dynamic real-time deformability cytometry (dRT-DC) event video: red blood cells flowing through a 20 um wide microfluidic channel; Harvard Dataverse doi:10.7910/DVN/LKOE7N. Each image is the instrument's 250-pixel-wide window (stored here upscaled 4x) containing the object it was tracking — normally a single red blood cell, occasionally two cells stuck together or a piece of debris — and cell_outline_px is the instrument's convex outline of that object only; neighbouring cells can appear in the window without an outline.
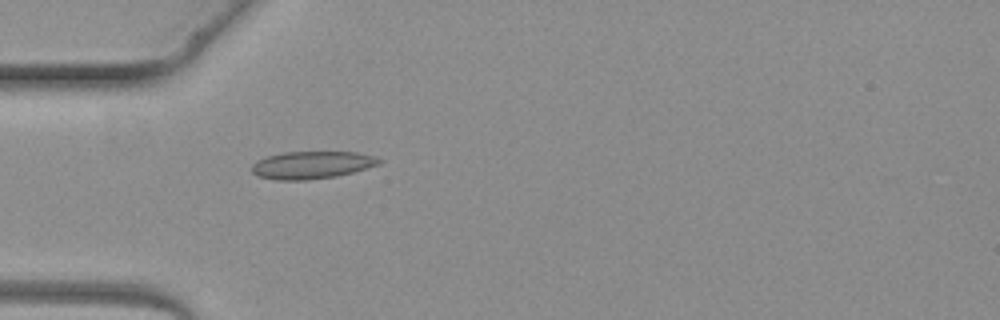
{"species": "common noctule bat (a hibernating species)", "species_latin": "Nyctalus noctula", "temperature_condition": "warm", "stored_images_in_passage": 4, "camera_frame_rate_fps": 3000, "um_per_image_px": 0.085, "animal": {"sex": "female", "body_mass_g": 19.3, "forearm_length_mm": 54.1}, "frame": {"image": 1, "passage_image": 4, "time_ms": 3.667, "image_size_px": [1000, 320], "cell_outline_px": [[384, 160], [380, 164], [352, 172], [336, 176], [304, 180], [276, 180], [256, 176], [252, 172], [252, 164], [256, 160], [268, 156], [284, 152], [356, 152], [376, 156]], "centroid_in_image_um": [26.5, 14.02], "position_along_channel_um": 58.5, "area_um2": 20.46}}